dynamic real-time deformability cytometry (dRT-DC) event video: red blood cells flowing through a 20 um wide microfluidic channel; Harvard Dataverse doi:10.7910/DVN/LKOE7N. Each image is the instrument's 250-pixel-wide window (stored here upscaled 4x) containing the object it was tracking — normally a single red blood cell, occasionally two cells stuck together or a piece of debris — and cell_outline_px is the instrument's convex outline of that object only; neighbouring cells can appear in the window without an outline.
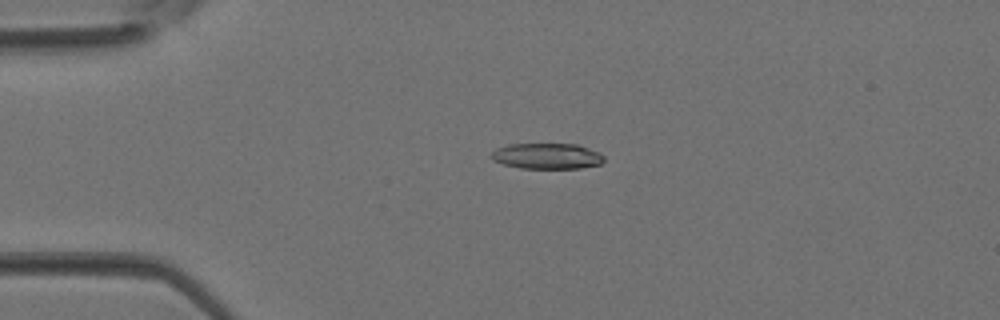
{"species": "Egyptian fruit bat (a non-hibernating species)", "species_latin": "Rousettus aegyptiacus", "temperature_condition": "room temperature", "stored_images_in_passage": 4, "camera_frame_rate_fps": 3000, "um_per_image_px": 0.085, "animal": {"sex": "female"}, "frame": {"image": 1, "passage_image": 3, "time_ms": 0.667, "image_size_px": [1000, 320], "cell_outline_px": [[604, 160], [600, 164], [580, 168], [520, 168], [504, 164], [492, 160], [492, 152], [496, 148], [508, 144], [576, 144], [600, 152], [604, 156]], "centroid_in_image_um": [46.5, 13.26], "position_along_channel_um": 38.5, "area_um2": 16.88}}